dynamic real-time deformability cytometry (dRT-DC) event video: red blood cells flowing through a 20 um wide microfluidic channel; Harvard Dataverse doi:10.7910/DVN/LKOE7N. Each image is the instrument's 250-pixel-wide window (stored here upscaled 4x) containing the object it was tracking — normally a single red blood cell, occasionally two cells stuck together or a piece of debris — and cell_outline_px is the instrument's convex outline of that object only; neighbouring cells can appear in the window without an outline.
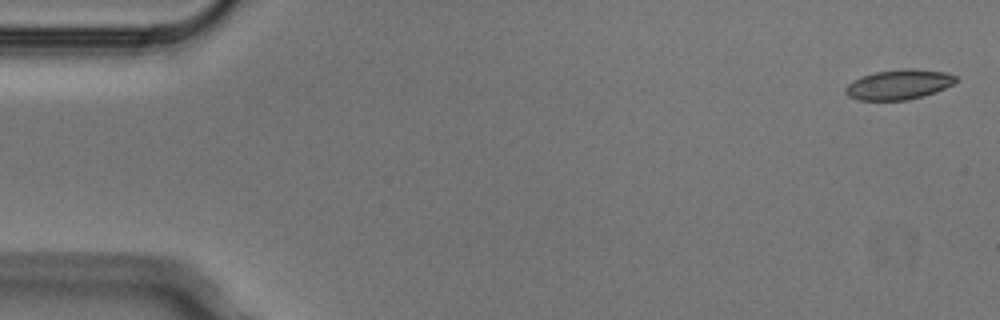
{"species": "Egyptian fruit bat (a non-hibernating species)", "species_latin": "Rousettus aegyptiacus", "temperature_condition": "cold", "stored_images_in_passage": 4, "camera_frame_rate_fps": 3000, "um_per_image_px": 0.085, "animal": {"sex": "male"}, "frame": {"image": 1, "passage_image": 1, "time_ms": 0.0, "image_size_px": [1000, 320], "cell_outline_px": [[960, 80], [936, 92], [924, 96], [908, 100], [860, 100], [848, 96], [844, 92], [844, 88], [852, 80], [876, 72], [904, 68], [944, 72], [956, 76]], "centroid_in_image_um": [76.4, 7.19], "position_along_channel_um": 8.6, "area_um2": 19.19}}
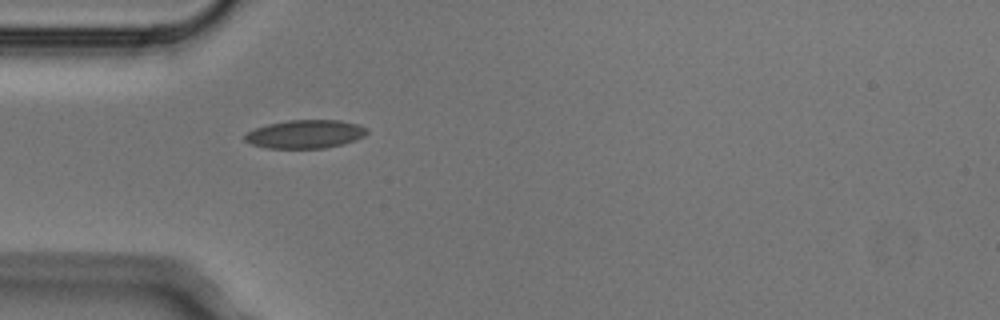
{"frame": {"image": 2, "passage_image": 4, "time_ms": 1.0, "image_size_px": [1000, 320], "cell_outline_px": [[368, 132], [364, 136], [356, 140], [344, 144], [324, 148], [264, 148], [252, 144], [244, 140], [244, 136], [248, 132], [256, 128], [268, 124], [288, 120], [340, 120], [356, 124], [368, 128]], "centroid_in_image_um": [25.96, 11.4], "position_along_channel_um": 59.0, "area_um2": 20.23}}